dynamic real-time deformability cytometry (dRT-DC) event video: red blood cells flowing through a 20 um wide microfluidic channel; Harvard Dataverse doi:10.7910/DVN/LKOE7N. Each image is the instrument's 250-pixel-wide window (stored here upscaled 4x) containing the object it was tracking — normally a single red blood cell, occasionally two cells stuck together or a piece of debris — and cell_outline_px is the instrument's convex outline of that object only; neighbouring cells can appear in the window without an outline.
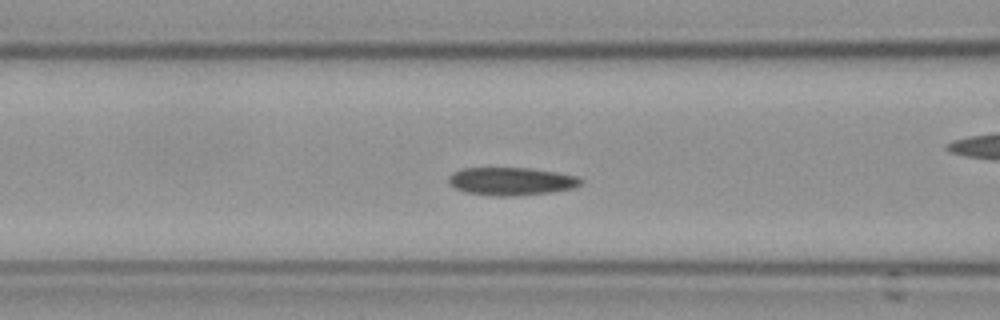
{"species": "Egyptian fruit bat (a non-hibernating species)", "species_latin": "Rousettus aegyptiacus", "temperature_condition": "cold", "stored_images_in_passage": 47, "camera_frame_rate_fps": 3000, "um_per_image_px": 0.085, "frame": {"image": 1, "passage_image": 21, "time_ms": 6.667, "image_size_px": [1000, 320], "cell_outline_px": [[584, 180], [580, 184], [572, 188], [548, 192], [516, 196], [492, 196], [464, 192], [448, 184], [448, 176], [452, 172], [460, 168], [528, 168], [556, 172], [580, 176]], "centroid_in_image_um": [43.42, 15.4], "position_along_channel_um": 123.2, "area_um2": 21.68}}